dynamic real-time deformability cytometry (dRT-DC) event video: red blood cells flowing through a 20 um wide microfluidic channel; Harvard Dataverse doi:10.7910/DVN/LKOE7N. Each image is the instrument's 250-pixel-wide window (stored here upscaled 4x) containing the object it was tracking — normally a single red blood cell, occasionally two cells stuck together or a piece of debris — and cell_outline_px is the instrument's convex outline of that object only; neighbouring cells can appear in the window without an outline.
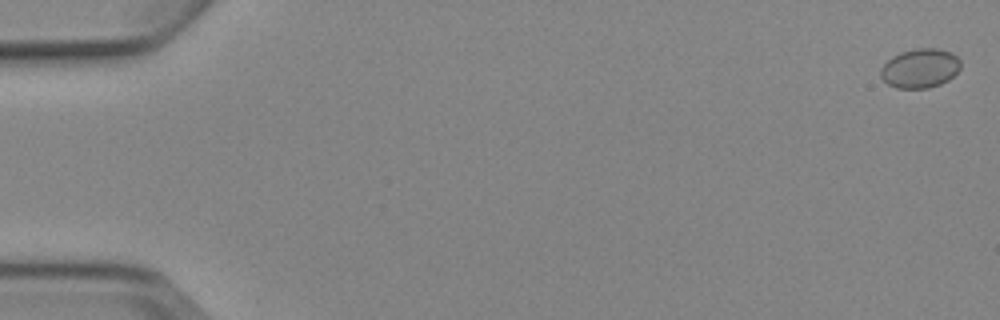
{"species": "Egyptian fruit bat (a non-hibernating species)", "species_latin": "Rousettus aegyptiacus", "temperature_condition": "cold", "stored_images_in_passage": 8, "camera_frame_rate_fps": 3000, "um_per_image_px": 0.085, "animal": {"sex": "female"}, "frame": {"image": 1, "passage_image": 1, "time_ms": 0.0, "image_size_px": [1000, 320], "cell_outline_px": [[960, 68], [948, 80], [940, 84], [928, 88], [896, 88], [888, 84], [880, 76], [880, 68], [892, 56], [900, 52], [916, 48], [936, 48], [952, 52], [960, 60]], "centroid_in_image_um": [78.19, 5.8], "position_along_channel_um": 6.8, "area_um2": 18.32}}
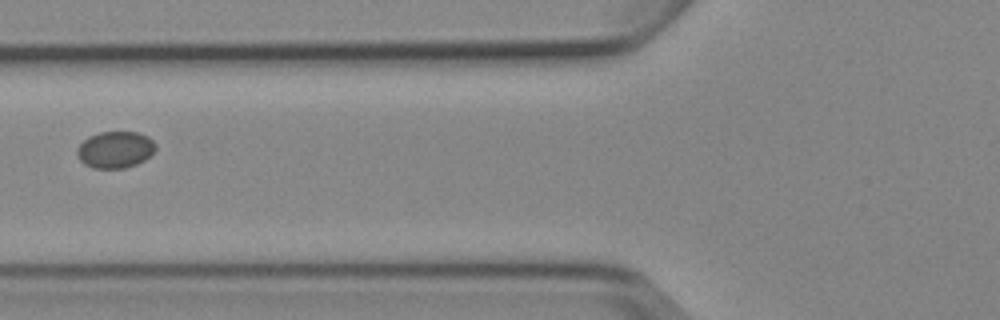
{"frame": {"image": 2, "passage_image": 7, "time_ms": 7.0, "image_size_px": [1000, 320], "cell_outline_px": [[156, 148], [144, 160], [136, 164], [124, 168], [92, 168], [84, 164], [76, 156], [76, 148], [88, 136], [100, 132], [136, 132], [148, 136], [156, 144]], "centroid_in_image_um": [9.76, 12.72], "position_along_channel_um": 116.0, "area_um2": 16.82}}
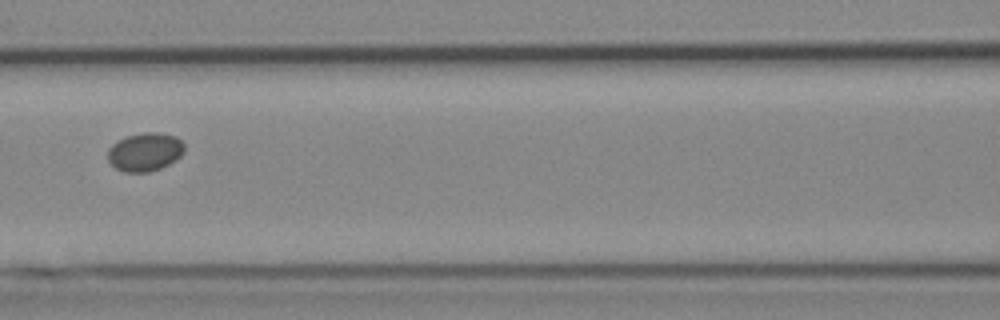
{"frame": {"image": 3, "passage_image": 8, "time_ms": 8.0, "image_size_px": [1000, 320], "cell_outline_px": [[184, 152], [176, 160], [160, 168], [148, 172], [124, 172], [116, 168], [108, 160], [108, 148], [112, 144], [124, 136], [144, 132], [160, 132], [176, 136], [184, 144]], "centroid_in_image_um": [12.32, 12.9], "position_along_channel_um": 154.3, "area_um2": 17.28}}